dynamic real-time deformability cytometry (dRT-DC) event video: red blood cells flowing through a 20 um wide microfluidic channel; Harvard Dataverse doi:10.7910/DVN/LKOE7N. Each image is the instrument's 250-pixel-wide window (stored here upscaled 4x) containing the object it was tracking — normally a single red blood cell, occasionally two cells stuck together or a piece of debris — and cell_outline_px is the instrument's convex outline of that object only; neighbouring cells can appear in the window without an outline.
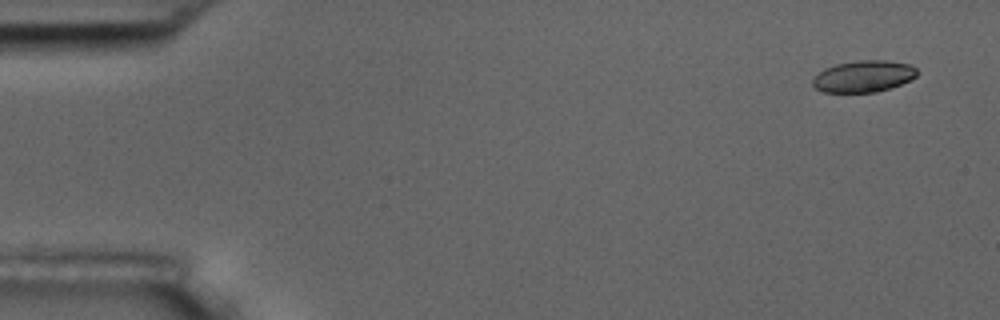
{"species": "common noctule bat (a hibernating species)", "species_latin": "Nyctalus noctula", "temperature_condition": "room temperature", "stored_images_in_passage": 5, "camera_frame_rate_fps": 3000, "um_per_image_px": 0.085, "animal": {"sex": "male", "body_mass_g": 17.5, "forearm_length_mm": 52.3}, "frame": {"image": 1, "passage_image": 1, "time_ms": 0.0, "image_size_px": [1000, 320], "cell_outline_px": [[920, 72], [916, 76], [900, 84], [876, 92], [824, 92], [816, 88], [812, 84], [812, 80], [824, 68], [836, 64], [860, 60], [884, 60], [908, 64], [916, 68]], "centroid_in_image_um": [73.4, 6.48], "position_along_channel_um": 11.6, "area_um2": 19.02}}
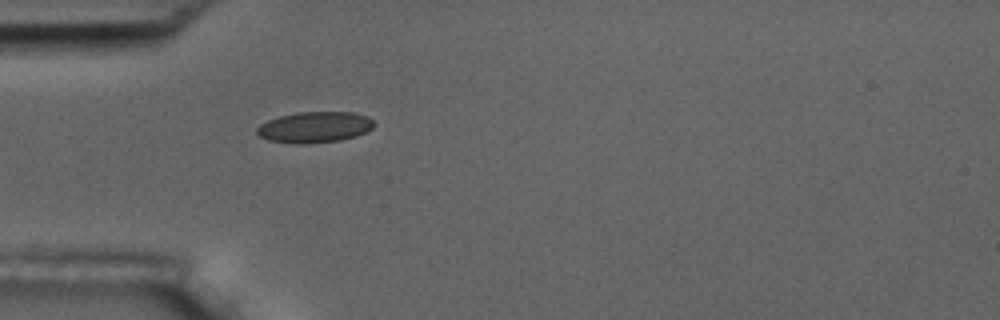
{"frame": {"image": 2, "passage_image": 5, "time_ms": 4.667, "image_size_px": [1000, 320], "cell_outline_px": [[376, 124], [372, 128], [356, 136], [340, 140], [304, 144], [296, 144], [268, 140], [260, 136], [256, 132], [256, 128], [260, 124], [268, 120], [280, 116], [296, 112], [352, 112], [368, 116]], "centroid_in_image_um": [26.74, 10.81], "position_along_channel_um": 58.3, "area_um2": 21.15}}